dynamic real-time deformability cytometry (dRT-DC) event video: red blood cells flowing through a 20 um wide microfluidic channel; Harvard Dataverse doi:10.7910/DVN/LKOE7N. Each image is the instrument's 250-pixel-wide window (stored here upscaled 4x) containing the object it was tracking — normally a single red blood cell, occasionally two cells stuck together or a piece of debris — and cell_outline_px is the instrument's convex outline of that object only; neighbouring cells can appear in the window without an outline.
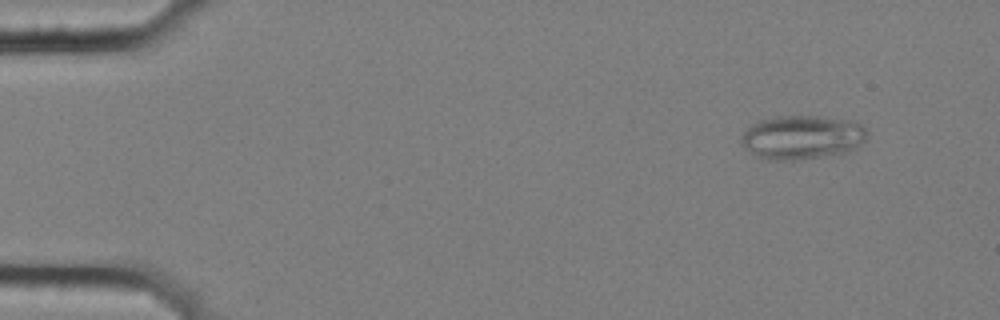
{"species": "common noctule bat (a hibernating species)", "species_latin": "Nyctalus noctula", "temperature_condition": "cold", "stored_images_in_passage": 8, "camera_frame_rate_fps": 3000, "um_per_image_px": 0.085, "animal": {"sex": "female", "body_mass_g": 25.1}, "frame": {"image": 1, "passage_image": 2, "time_ms": 0.333, "image_size_px": [1000, 320], "cell_outline_px": [[868, 132], [864, 140], [856, 148], [848, 152], [796, 160], [760, 160], [744, 148], [740, 140], [744, 132], [752, 124], [760, 120], [780, 116], [820, 116], [848, 120], [860, 124]], "centroid_in_image_um": [68.14, 11.68], "position_along_channel_um": 16.9, "area_um2": 32.31}}
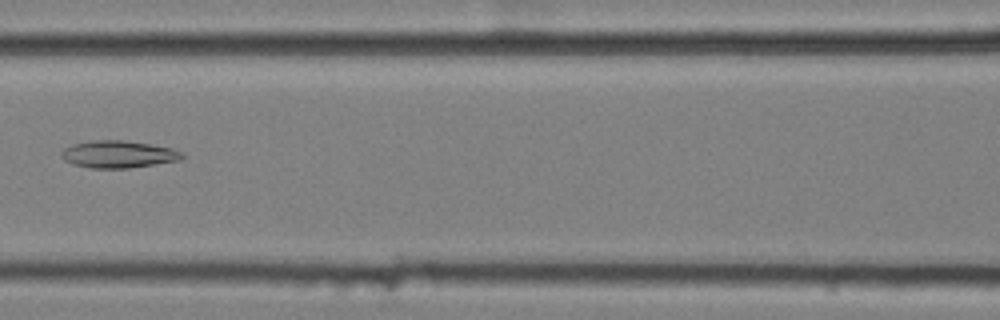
{"frame": {"image": 2, "passage_image": 8, "time_ms": 2.333, "image_size_px": [1000, 320], "cell_outline_px": [[184, 156], [180, 160], [128, 168], [92, 168], [72, 164], [64, 160], [60, 156], [60, 152], [64, 148], [72, 144], [92, 140], [124, 140], [152, 144], [172, 148], [184, 152]], "centroid_in_image_um": [10.04, 13.1], "position_along_channel_um": 156.6, "area_um2": 19.31}}